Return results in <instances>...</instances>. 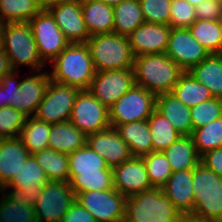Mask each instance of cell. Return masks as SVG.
Instances as JSON below:
<instances>
[{"label":"cell","instance_id":"1","mask_svg":"<svg viewBox=\"0 0 222 222\" xmlns=\"http://www.w3.org/2000/svg\"><path fill=\"white\" fill-rule=\"evenodd\" d=\"M68 157L69 185L75 195L92 190L114 189L112 168L87 144Z\"/></svg>","mask_w":222,"mask_h":222},{"label":"cell","instance_id":"2","mask_svg":"<svg viewBox=\"0 0 222 222\" xmlns=\"http://www.w3.org/2000/svg\"><path fill=\"white\" fill-rule=\"evenodd\" d=\"M133 71L135 84L144 87L155 96L172 92L180 76L185 72L165 53L134 57Z\"/></svg>","mask_w":222,"mask_h":222},{"label":"cell","instance_id":"3","mask_svg":"<svg viewBox=\"0 0 222 222\" xmlns=\"http://www.w3.org/2000/svg\"><path fill=\"white\" fill-rule=\"evenodd\" d=\"M51 80L81 90H88L95 68L86 43H70L53 61Z\"/></svg>","mask_w":222,"mask_h":222},{"label":"cell","instance_id":"4","mask_svg":"<svg viewBox=\"0 0 222 222\" xmlns=\"http://www.w3.org/2000/svg\"><path fill=\"white\" fill-rule=\"evenodd\" d=\"M17 73L14 70L0 80L7 107H13L27 118L34 117L51 81L50 73L38 71L36 75L26 76L22 81H18Z\"/></svg>","mask_w":222,"mask_h":222},{"label":"cell","instance_id":"5","mask_svg":"<svg viewBox=\"0 0 222 222\" xmlns=\"http://www.w3.org/2000/svg\"><path fill=\"white\" fill-rule=\"evenodd\" d=\"M180 216L162 188L152 187L126 199L124 222H179Z\"/></svg>","mask_w":222,"mask_h":222},{"label":"cell","instance_id":"6","mask_svg":"<svg viewBox=\"0 0 222 222\" xmlns=\"http://www.w3.org/2000/svg\"><path fill=\"white\" fill-rule=\"evenodd\" d=\"M0 44L14 70L27 65L36 72L46 65L39 57L29 22L4 23Z\"/></svg>","mask_w":222,"mask_h":222},{"label":"cell","instance_id":"7","mask_svg":"<svg viewBox=\"0 0 222 222\" xmlns=\"http://www.w3.org/2000/svg\"><path fill=\"white\" fill-rule=\"evenodd\" d=\"M96 72L133 68L134 56L128 36L105 33L86 42Z\"/></svg>","mask_w":222,"mask_h":222},{"label":"cell","instance_id":"8","mask_svg":"<svg viewBox=\"0 0 222 222\" xmlns=\"http://www.w3.org/2000/svg\"><path fill=\"white\" fill-rule=\"evenodd\" d=\"M192 187V214L222 222V177L200 162L193 168Z\"/></svg>","mask_w":222,"mask_h":222},{"label":"cell","instance_id":"9","mask_svg":"<svg viewBox=\"0 0 222 222\" xmlns=\"http://www.w3.org/2000/svg\"><path fill=\"white\" fill-rule=\"evenodd\" d=\"M156 108V96L142 86L134 85L109 108L110 125L148 120Z\"/></svg>","mask_w":222,"mask_h":222},{"label":"cell","instance_id":"10","mask_svg":"<svg viewBox=\"0 0 222 222\" xmlns=\"http://www.w3.org/2000/svg\"><path fill=\"white\" fill-rule=\"evenodd\" d=\"M81 89L50 81L34 115L40 121L56 124L69 121L76 97Z\"/></svg>","mask_w":222,"mask_h":222},{"label":"cell","instance_id":"11","mask_svg":"<svg viewBox=\"0 0 222 222\" xmlns=\"http://www.w3.org/2000/svg\"><path fill=\"white\" fill-rule=\"evenodd\" d=\"M126 199L115 188L76 194V201L93 215L96 222H124Z\"/></svg>","mask_w":222,"mask_h":222},{"label":"cell","instance_id":"12","mask_svg":"<svg viewBox=\"0 0 222 222\" xmlns=\"http://www.w3.org/2000/svg\"><path fill=\"white\" fill-rule=\"evenodd\" d=\"M75 200L69 182H47L34 205L37 222H60Z\"/></svg>","mask_w":222,"mask_h":222},{"label":"cell","instance_id":"13","mask_svg":"<svg viewBox=\"0 0 222 222\" xmlns=\"http://www.w3.org/2000/svg\"><path fill=\"white\" fill-rule=\"evenodd\" d=\"M29 24L39 57L45 64L53 61L70 44L48 10H41Z\"/></svg>","mask_w":222,"mask_h":222},{"label":"cell","instance_id":"14","mask_svg":"<svg viewBox=\"0 0 222 222\" xmlns=\"http://www.w3.org/2000/svg\"><path fill=\"white\" fill-rule=\"evenodd\" d=\"M69 121L87 136L111 127L109 109L89 90L78 93Z\"/></svg>","mask_w":222,"mask_h":222},{"label":"cell","instance_id":"15","mask_svg":"<svg viewBox=\"0 0 222 222\" xmlns=\"http://www.w3.org/2000/svg\"><path fill=\"white\" fill-rule=\"evenodd\" d=\"M135 85L133 68L96 72L90 93L108 109Z\"/></svg>","mask_w":222,"mask_h":222},{"label":"cell","instance_id":"16","mask_svg":"<svg viewBox=\"0 0 222 222\" xmlns=\"http://www.w3.org/2000/svg\"><path fill=\"white\" fill-rule=\"evenodd\" d=\"M165 54L185 72L206 59L209 52L193 37L188 28H172Z\"/></svg>","mask_w":222,"mask_h":222},{"label":"cell","instance_id":"17","mask_svg":"<svg viewBox=\"0 0 222 222\" xmlns=\"http://www.w3.org/2000/svg\"><path fill=\"white\" fill-rule=\"evenodd\" d=\"M47 182H49V179L45 171L37 163L34 155H29L18 174L3 190H0V194L5 193L8 188V190H11L8 193L16 195L21 200L34 206L42 187Z\"/></svg>","mask_w":222,"mask_h":222},{"label":"cell","instance_id":"18","mask_svg":"<svg viewBox=\"0 0 222 222\" xmlns=\"http://www.w3.org/2000/svg\"><path fill=\"white\" fill-rule=\"evenodd\" d=\"M48 11L69 43H86L91 37L83 19L80 0L51 6Z\"/></svg>","mask_w":222,"mask_h":222},{"label":"cell","instance_id":"19","mask_svg":"<svg viewBox=\"0 0 222 222\" xmlns=\"http://www.w3.org/2000/svg\"><path fill=\"white\" fill-rule=\"evenodd\" d=\"M112 171L114 188L123 196L129 197L152 188L142 157L133 156Z\"/></svg>","mask_w":222,"mask_h":222},{"label":"cell","instance_id":"20","mask_svg":"<svg viewBox=\"0 0 222 222\" xmlns=\"http://www.w3.org/2000/svg\"><path fill=\"white\" fill-rule=\"evenodd\" d=\"M171 26L144 22L128 35L134 57L165 53Z\"/></svg>","mask_w":222,"mask_h":222},{"label":"cell","instance_id":"21","mask_svg":"<svg viewBox=\"0 0 222 222\" xmlns=\"http://www.w3.org/2000/svg\"><path fill=\"white\" fill-rule=\"evenodd\" d=\"M86 144L104 158L110 168L133 157L129 146L113 127L88 135Z\"/></svg>","mask_w":222,"mask_h":222},{"label":"cell","instance_id":"22","mask_svg":"<svg viewBox=\"0 0 222 222\" xmlns=\"http://www.w3.org/2000/svg\"><path fill=\"white\" fill-rule=\"evenodd\" d=\"M29 155L20 137L0 139V190L18 174Z\"/></svg>","mask_w":222,"mask_h":222},{"label":"cell","instance_id":"23","mask_svg":"<svg viewBox=\"0 0 222 222\" xmlns=\"http://www.w3.org/2000/svg\"><path fill=\"white\" fill-rule=\"evenodd\" d=\"M192 180L193 169L179 170L173 172L162 187L163 193L181 214H192L194 205Z\"/></svg>","mask_w":222,"mask_h":222},{"label":"cell","instance_id":"24","mask_svg":"<svg viewBox=\"0 0 222 222\" xmlns=\"http://www.w3.org/2000/svg\"><path fill=\"white\" fill-rule=\"evenodd\" d=\"M155 109L172 123L180 135L191 136L193 134L190 107H187L171 92L156 96Z\"/></svg>","mask_w":222,"mask_h":222},{"label":"cell","instance_id":"25","mask_svg":"<svg viewBox=\"0 0 222 222\" xmlns=\"http://www.w3.org/2000/svg\"><path fill=\"white\" fill-rule=\"evenodd\" d=\"M82 15L90 36L113 32V6L98 0H80Z\"/></svg>","mask_w":222,"mask_h":222},{"label":"cell","instance_id":"26","mask_svg":"<svg viewBox=\"0 0 222 222\" xmlns=\"http://www.w3.org/2000/svg\"><path fill=\"white\" fill-rule=\"evenodd\" d=\"M87 135L70 121L51 124L48 148L69 155L86 145Z\"/></svg>","mask_w":222,"mask_h":222},{"label":"cell","instance_id":"27","mask_svg":"<svg viewBox=\"0 0 222 222\" xmlns=\"http://www.w3.org/2000/svg\"><path fill=\"white\" fill-rule=\"evenodd\" d=\"M188 72L205 85L213 97L222 98V54H210Z\"/></svg>","mask_w":222,"mask_h":222},{"label":"cell","instance_id":"28","mask_svg":"<svg viewBox=\"0 0 222 222\" xmlns=\"http://www.w3.org/2000/svg\"><path fill=\"white\" fill-rule=\"evenodd\" d=\"M115 129L129 146L133 156L141 157L153 151L152 135L147 120L120 124Z\"/></svg>","mask_w":222,"mask_h":222},{"label":"cell","instance_id":"29","mask_svg":"<svg viewBox=\"0 0 222 222\" xmlns=\"http://www.w3.org/2000/svg\"><path fill=\"white\" fill-rule=\"evenodd\" d=\"M163 153L166 155L173 172L193 169L201 162V156L195 148L192 136H181Z\"/></svg>","mask_w":222,"mask_h":222},{"label":"cell","instance_id":"30","mask_svg":"<svg viewBox=\"0 0 222 222\" xmlns=\"http://www.w3.org/2000/svg\"><path fill=\"white\" fill-rule=\"evenodd\" d=\"M113 10V32L118 35L128 36L145 22L138 0H124L113 6Z\"/></svg>","mask_w":222,"mask_h":222},{"label":"cell","instance_id":"31","mask_svg":"<svg viewBox=\"0 0 222 222\" xmlns=\"http://www.w3.org/2000/svg\"><path fill=\"white\" fill-rule=\"evenodd\" d=\"M49 181L69 182V157L47 148L33 154Z\"/></svg>","mask_w":222,"mask_h":222},{"label":"cell","instance_id":"32","mask_svg":"<svg viewBox=\"0 0 222 222\" xmlns=\"http://www.w3.org/2000/svg\"><path fill=\"white\" fill-rule=\"evenodd\" d=\"M171 93L190 108L213 97L210 90L193 78L188 71L180 76Z\"/></svg>","mask_w":222,"mask_h":222},{"label":"cell","instance_id":"33","mask_svg":"<svg viewBox=\"0 0 222 222\" xmlns=\"http://www.w3.org/2000/svg\"><path fill=\"white\" fill-rule=\"evenodd\" d=\"M147 122L152 135L153 151L163 152L182 136L175 130L172 123L156 109Z\"/></svg>","mask_w":222,"mask_h":222},{"label":"cell","instance_id":"34","mask_svg":"<svg viewBox=\"0 0 222 222\" xmlns=\"http://www.w3.org/2000/svg\"><path fill=\"white\" fill-rule=\"evenodd\" d=\"M188 29L209 54H222V29L218 20L196 19Z\"/></svg>","mask_w":222,"mask_h":222},{"label":"cell","instance_id":"35","mask_svg":"<svg viewBox=\"0 0 222 222\" xmlns=\"http://www.w3.org/2000/svg\"><path fill=\"white\" fill-rule=\"evenodd\" d=\"M50 130L51 124L35 117L26 118L19 137L30 155L48 148Z\"/></svg>","mask_w":222,"mask_h":222},{"label":"cell","instance_id":"36","mask_svg":"<svg viewBox=\"0 0 222 222\" xmlns=\"http://www.w3.org/2000/svg\"><path fill=\"white\" fill-rule=\"evenodd\" d=\"M0 222H37L35 207L7 193L0 199Z\"/></svg>","mask_w":222,"mask_h":222},{"label":"cell","instance_id":"37","mask_svg":"<svg viewBox=\"0 0 222 222\" xmlns=\"http://www.w3.org/2000/svg\"><path fill=\"white\" fill-rule=\"evenodd\" d=\"M41 10L37 0H0V17L4 23L29 22Z\"/></svg>","mask_w":222,"mask_h":222},{"label":"cell","instance_id":"38","mask_svg":"<svg viewBox=\"0 0 222 222\" xmlns=\"http://www.w3.org/2000/svg\"><path fill=\"white\" fill-rule=\"evenodd\" d=\"M191 136L200 156L222 147V116L205 126L194 129Z\"/></svg>","mask_w":222,"mask_h":222},{"label":"cell","instance_id":"39","mask_svg":"<svg viewBox=\"0 0 222 222\" xmlns=\"http://www.w3.org/2000/svg\"><path fill=\"white\" fill-rule=\"evenodd\" d=\"M152 187L162 188L172 175L170 163L163 152L152 151L141 156Z\"/></svg>","mask_w":222,"mask_h":222},{"label":"cell","instance_id":"40","mask_svg":"<svg viewBox=\"0 0 222 222\" xmlns=\"http://www.w3.org/2000/svg\"><path fill=\"white\" fill-rule=\"evenodd\" d=\"M193 130L222 116V98L211 99L190 108Z\"/></svg>","mask_w":222,"mask_h":222},{"label":"cell","instance_id":"41","mask_svg":"<svg viewBox=\"0 0 222 222\" xmlns=\"http://www.w3.org/2000/svg\"><path fill=\"white\" fill-rule=\"evenodd\" d=\"M145 22L169 25L172 0H138Z\"/></svg>","mask_w":222,"mask_h":222},{"label":"cell","instance_id":"42","mask_svg":"<svg viewBox=\"0 0 222 222\" xmlns=\"http://www.w3.org/2000/svg\"><path fill=\"white\" fill-rule=\"evenodd\" d=\"M26 118L13 107L0 108V139L19 137Z\"/></svg>","mask_w":222,"mask_h":222},{"label":"cell","instance_id":"43","mask_svg":"<svg viewBox=\"0 0 222 222\" xmlns=\"http://www.w3.org/2000/svg\"><path fill=\"white\" fill-rule=\"evenodd\" d=\"M170 9L171 28H189L196 20L195 6L186 0H172Z\"/></svg>","mask_w":222,"mask_h":222},{"label":"cell","instance_id":"44","mask_svg":"<svg viewBox=\"0 0 222 222\" xmlns=\"http://www.w3.org/2000/svg\"><path fill=\"white\" fill-rule=\"evenodd\" d=\"M222 10V3L217 0H203L195 6L197 20H218Z\"/></svg>","mask_w":222,"mask_h":222},{"label":"cell","instance_id":"45","mask_svg":"<svg viewBox=\"0 0 222 222\" xmlns=\"http://www.w3.org/2000/svg\"><path fill=\"white\" fill-rule=\"evenodd\" d=\"M60 222H96V220L75 200Z\"/></svg>","mask_w":222,"mask_h":222},{"label":"cell","instance_id":"46","mask_svg":"<svg viewBox=\"0 0 222 222\" xmlns=\"http://www.w3.org/2000/svg\"><path fill=\"white\" fill-rule=\"evenodd\" d=\"M203 163L209 170L222 177V147L208 151L201 156Z\"/></svg>","mask_w":222,"mask_h":222},{"label":"cell","instance_id":"47","mask_svg":"<svg viewBox=\"0 0 222 222\" xmlns=\"http://www.w3.org/2000/svg\"><path fill=\"white\" fill-rule=\"evenodd\" d=\"M12 71H14V69L12 67L10 58L4 52V50L0 48V80L4 75L9 74Z\"/></svg>","mask_w":222,"mask_h":222},{"label":"cell","instance_id":"48","mask_svg":"<svg viewBox=\"0 0 222 222\" xmlns=\"http://www.w3.org/2000/svg\"><path fill=\"white\" fill-rule=\"evenodd\" d=\"M179 222H215V221L208 220V219L196 216L194 214L188 213V214H181Z\"/></svg>","mask_w":222,"mask_h":222},{"label":"cell","instance_id":"49","mask_svg":"<svg viewBox=\"0 0 222 222\" xmlns=\"http://www.w3.org/2000/svg\"><path fill=\"white\" fill-rule=\"evenodd\" d=\"M67 1L71 0H37V3L42 10H48L51 6L61 4Z\"/></svg>","mask_w":222,"mask_h":222},{"label":"cell","instance_id":"50","mask_svg":"<svg viewBox=\"0 0 222 222\" xmlns=\"http://www.w3.org/2000/svg\"><path fill=\"white\" fill-rule=\"evenodd\" d=\"M7 107V102L5 101L4 90L0 86V108Z\"/></svg>","mask_w":222,"mask_h":222},{"label":"cell","instance_id":"51","mask_svg":"<svg viewBox=\"0 0 222 222\" xmlns=\"http://www.w3.org/2000/svg\"><path fill=\"white\" fill-rule=\"evenodd\" d=\"M98 1L104 2L105 4L110 5V6H115L124 0H98Z\"/></svg>","mask_w":222,"mask_h":222},{"label":"cell","instance_id":"52","mask_svg":"<svg viewBox=\"0 0 222 222\" xmlns=\"http://www.w3.org/2000/svg\"><path fill=\"white\" fill-rule=\"evenodd\" d=\"M187 2H189L190 4H192L193 6H197L198 4H200L203 0H186Z\"/></svg>","mask_w":222,"mask_h":222},{"label":"cell","instance_id":"53","mask_svg":"<svg viewBox=\"0 0 222 222\" xmlns=\"http://www.w3.org/2000/svg\"><path fill=\"white\" fill-rule=\"evenodd\" d=\"M218 22H219L220 28L222 29V10H221V14L218 18Z\"/></svg>","mask_w":222,"mask_h":222},{"label":"cell","instance_id":"54","mask_svg":"<svg viewBox=\"0 0 222 222\" xmlns=\"http://www.w3.org/2000/svg\"><path fill=\"white\" fill-rule=\"evenodd\" d=\"M3 26H4V21L0 17V36H1V32H2Z\"/></svg>","mask_w":222,"mask_h":222}]
</instances>
